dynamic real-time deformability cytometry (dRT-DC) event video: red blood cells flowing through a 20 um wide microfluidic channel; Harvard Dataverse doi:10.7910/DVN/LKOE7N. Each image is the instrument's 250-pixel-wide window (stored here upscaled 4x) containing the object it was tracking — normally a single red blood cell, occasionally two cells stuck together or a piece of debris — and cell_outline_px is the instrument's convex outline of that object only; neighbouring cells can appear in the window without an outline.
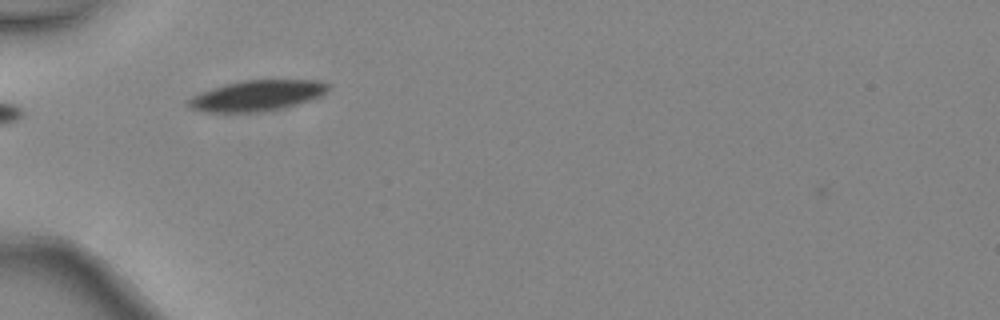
{"species": "common noctule bat (a hibernating species)", "species_latin": "Nyctalus noctula", "temperature_condition": "warm", "stored_images_in_passage": 2, "camera_frame_rate_fps": 3000, "um_per_image_px": 0.085, "animal": {"sex": "female", "body_mass_g": 24.6, "forearm_length_mm": 56.2}, "frame": {"image": 1, "passage_image": 1, "time_ms": 0.0, "image_size_px": [1000, 320], "cell_outline_px": [[328, 92], [320, 96], [296, 104], [280, 108], [256, 112], [200, 112], [192, 108], [184, 100], [200, 92], [212, 88], [228, 84], [248, 80], [316, 80], [328, 84]], "centroid_in_image_um": [21.8, 8.13], "position_along_channel_um": 63.2, "area_um2": 24.68}}
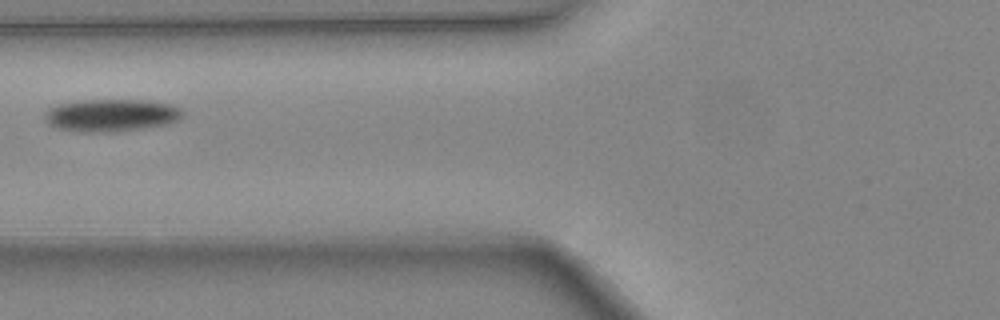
{"frame": {"image": 2, "passage_image": 2, "time_ms": 0.333, "image_size_px": [1000, 320], "cell_outline_px": [[184, 116], [180, 120], [168, 124], [144, 128], [116, 132], [76, 132], [56, 128], [48, 124], [44, 120], [44, 112], [48, 108], [60, 104], [84, 100], [144, 100], [172, 104], [180, 108], [184, 112]], "centroid_in_image_um": [9.46, 9.81], "position_along_channel_um": 116.3, "area_um2": 26.53}}